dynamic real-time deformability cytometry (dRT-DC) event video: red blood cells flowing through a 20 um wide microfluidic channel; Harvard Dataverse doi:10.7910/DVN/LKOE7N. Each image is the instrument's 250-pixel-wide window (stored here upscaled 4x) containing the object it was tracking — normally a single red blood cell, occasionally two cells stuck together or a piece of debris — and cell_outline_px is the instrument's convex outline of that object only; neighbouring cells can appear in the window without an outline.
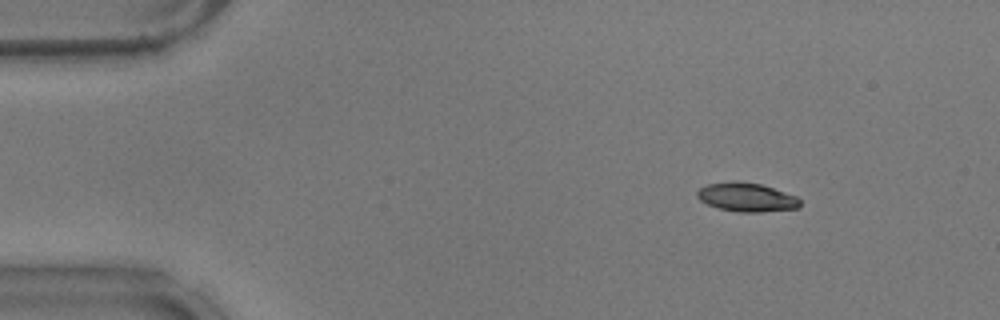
{"species": "common noctule bat (a hibernating species)", "species_latin": "Nyctalus noctula", "temperature_condition": "warm", "stored_images_in_passage": 53, "camera_frame_rate_fps": 3000, "um_per_image_px": 0.085, "animal": {"sex": "male", "body_mass_g": 17.9}, "frame": {"image": 1, "passage_image": 6, "time_ms": 1.667, "image_size_px": [1000, 320], "cell_outline_px": [[800, 204], [796, 208], [760, 212], [740, 212], [720, 208], [708, 204], [700, 200], [696, 196], [696, 192], [700, 188], [708, 184], [732, 180], [736, 180], [760, 184], [796, 196], [800, 200]], "centroid_in_image_um": [63.42, 16.75], "position_along_channel_um": 21.6, "area_um2": 17.11}}
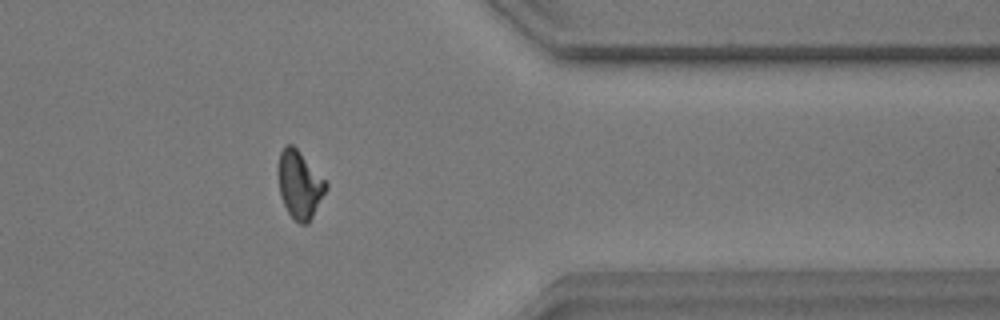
{"frame": {"image": 2, "passage_image": 43, "time_ms": 14.0, "image_size_px": [1000, 320], "cell_outline_px": [[328, 188], [308, 224], [300, 224], [288, 212], [280, 196], [280, 152], [288, 144], [292, 144], [300, 152], [328, 184]], "centroid_in_image_um": [25.5, 15.73], "position_along_channel_um": 385.9, "area_um2": 18.15}}
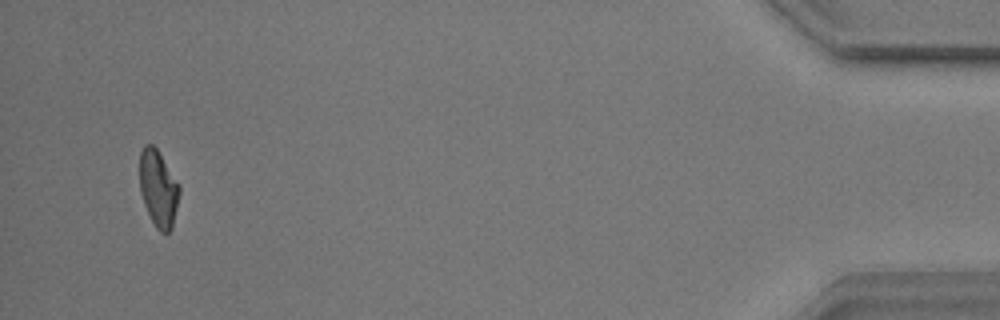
{"frame": {"image": 3, "passage_image": 51, "time_ms": 16.667, "image_size_px": [1000, 320], "cell_outline_px": [[180, 192], [172, 228], [168, 232], [160, 232], [156, 228], [144, 204], [140, 192], [140, 152], [144, 144], [152, 144], [156, 148], [180, 184]], "centroid_in_image_um": [13.46, 16.01], "position_along_channel_um": 421.7, "area_um2": 17.69}, "authors_computed_cell_mechanics": {"area_um2": 18.0914, "velocity_mm_per_s": 3.7277, "shape_relaxation_time_tau1_ms": 5.5824, "shape_relaxation_time_tau2_ms": 3.3318, "deformation_change_tau1": 0.1788, "deformation_change_tau2": 0.1021}}